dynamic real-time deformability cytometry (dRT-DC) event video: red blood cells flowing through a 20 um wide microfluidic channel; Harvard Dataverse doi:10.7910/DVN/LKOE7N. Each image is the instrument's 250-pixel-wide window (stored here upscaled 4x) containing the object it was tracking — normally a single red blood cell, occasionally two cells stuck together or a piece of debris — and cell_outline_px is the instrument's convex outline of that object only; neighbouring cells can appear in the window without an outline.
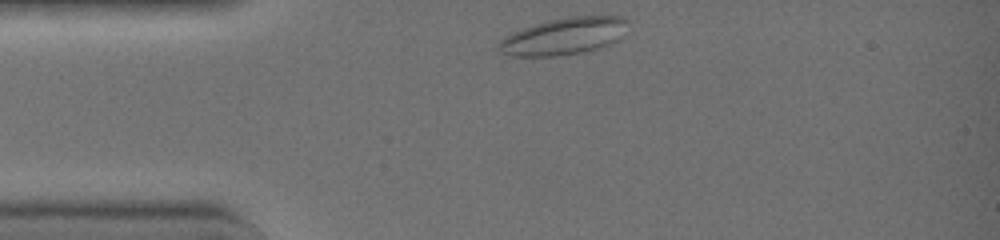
{"species": "common noctule bat (a hibernating species)", "species_latin": "Nyctalus noctula", "temperature_condition": "warm", "stored_images_in_passage": 32, "camera_frame_rate_fps": 3000, "um_per_image_px": 0.085, "animal": {"sex": "female", "body_mass_g": 19.0, "forearm_length_mm": 51.5}, "frame": {"image": 1, "passage_image": 1, "time_ms": 0.0, "image_size_px": [1000, 240], "cell_outline_px": [[628, 20], [624, 36], [620, 40], [600, 48], [580, 52], [556, 56], [512, 56], [500, 52], [500, 40], [504, 36], [524, 28], [548, 20], [568, 16], [624, 16]], "centroid_in_image_um": [48.0, 3.07], "position_along_channel_um": 37.0, "area_um2": 27.86}}
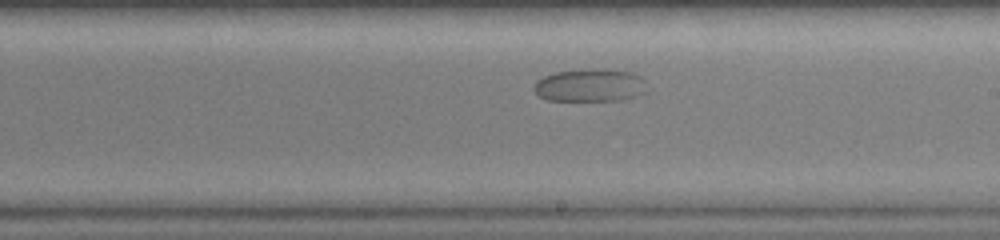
{"frame": {"image": 2, "passage_image": 18, "time_ms": 5.667, "image_size_px": [1000, 240], "cell_outline_px": [[652, 88], [648, 92], [636, 96], [620, 100], [548, 100], [540, 96], [532, 88], [536, 80], [544, 76], [556, 72], [600, 68], [604, 68], [632, 72], [640, 76]], "centroid_in_image_um": [50.24, 7.24], "position_along_channel_um": 238.8, "area_um2": 21.96}}
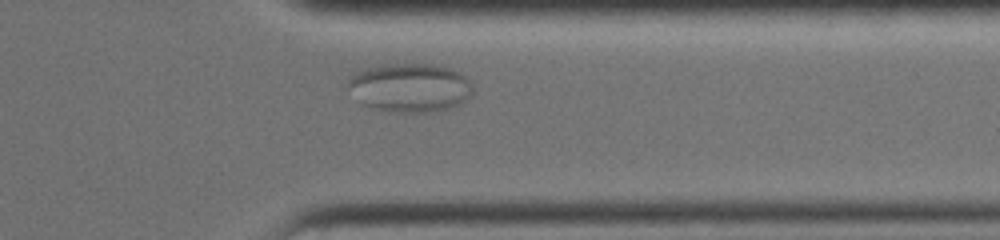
{"frame": {"image": 3, "passage_image": 28, "time_ms": 9.0, "image_size_px": [1000, 240], "cell_outline_px": [[472, 92], [468, 100], [460, 104], [428, 112], [400, 112], [372, 108], [364, 104], [348, 84], [348, 76], [364, 68], [392, 64], [432, 64], [452, 68], [460, 72], [472, 84]], "centroid_in_image_um": [34.89, 7.43], "position_along_channel_um": 376.5, "area_um2": 35.03}}